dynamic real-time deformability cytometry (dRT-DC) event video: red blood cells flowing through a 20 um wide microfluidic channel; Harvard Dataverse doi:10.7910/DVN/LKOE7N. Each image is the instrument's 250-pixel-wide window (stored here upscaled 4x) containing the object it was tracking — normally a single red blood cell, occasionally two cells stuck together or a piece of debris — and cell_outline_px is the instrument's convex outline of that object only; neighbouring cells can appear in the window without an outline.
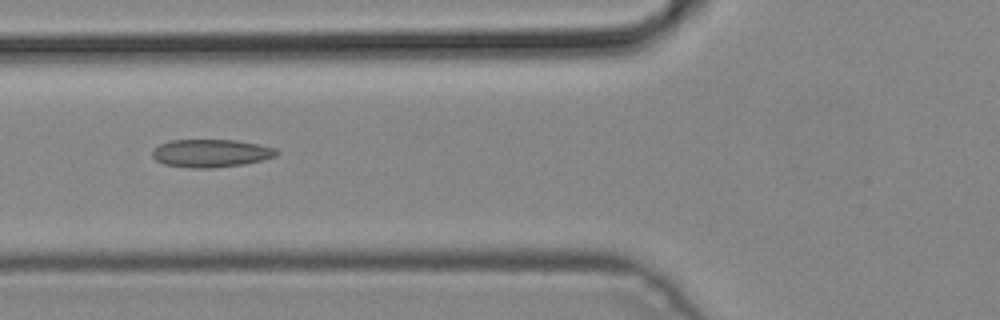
{"species": "common noctule bat (a hibernating species)", "species_latin": "Nyctalus noctula", "temperature_condition": "cold", "stored_images_in_passage": 2, "camera_frame_rate_fps": 3000, "um_per_image_px": 0.085, "animal": {"sex": "male", "body_mass_g": 19.2, "forearm_length_mm": 51.8}, "frame": {"image": 1, "passage_image": 2, "time_ms": 0.333, "image_size_px": [1000, 320], "cell_outline_px": [[280, 152], [276, 156], [244, 164], [212, 168], [192, 168], [164, 164], [156, 160], [152, 156], [152, 152], [160, 144], [172, 140], [236, 140], [260, 144], [276, 148]], "centroid_in_image_um": [17.96, 13.02], "position_along_channel_um": 107.8, "area_um2": 20.17}}